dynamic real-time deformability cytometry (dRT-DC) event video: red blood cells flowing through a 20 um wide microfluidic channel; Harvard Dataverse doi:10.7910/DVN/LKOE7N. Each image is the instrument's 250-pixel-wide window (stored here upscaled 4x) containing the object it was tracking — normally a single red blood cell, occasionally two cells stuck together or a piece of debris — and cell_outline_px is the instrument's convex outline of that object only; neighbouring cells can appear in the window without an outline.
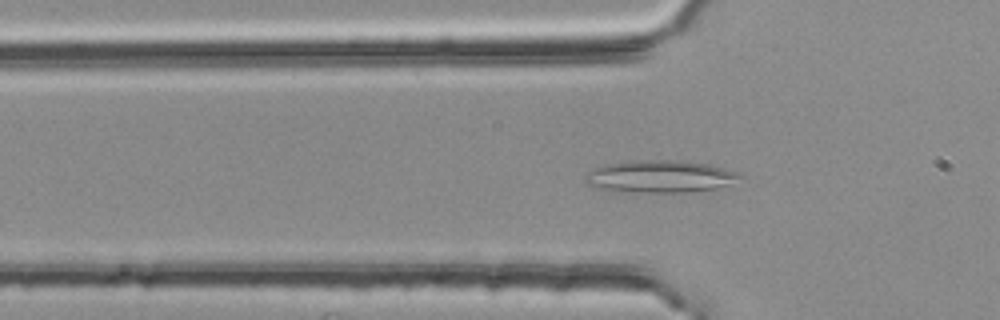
{"species": "common noctule bat (a hibernating species)", "species_latin": "Nyctalus noctula", "temperature_condition": "room temperature", "stored_images_in_passage": 48, "camera_frame_rate_fps": 3000, "um_per_image_px": 0.085, "animal": {"sex": "female", "body_mass_g": 25.1}, "frame": {"image": 1, "passage_image": 12, "time_ms": 3.667, "image_size_px": [1000, 320], "cell_outline_px": [[744, 176], [716, 188], [692, 192], [608, 192], [584, 184], [584, 176], [592, 168], [604, 164], [636, 160], [672, 160], [712, 164], [736, 172]], "centroid_in_image_um": [55.97, 15.01], "position_along_channel_um": 69.8, "area_um2": 29.48}}
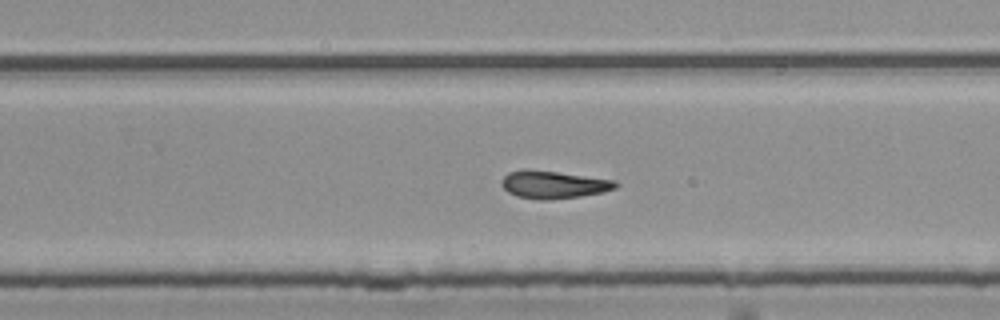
{"frame": {"image": 2, "passage_image": 29, "time_ms": 9.333, "image_size_px": [1000, 320], "cell_outline_px": [[620, 184], [616, 188], [604, 192], [580, 196], [548, 200], [540, 200], [516, 196], [508, 192], [500, 184], [500, 180], [508, 172], [528, 168], [616, 180]], "centroid_in_image_um": [47.04, 15.68], "position_along_channel_um": 282.8, "area_um2": 18.61}}
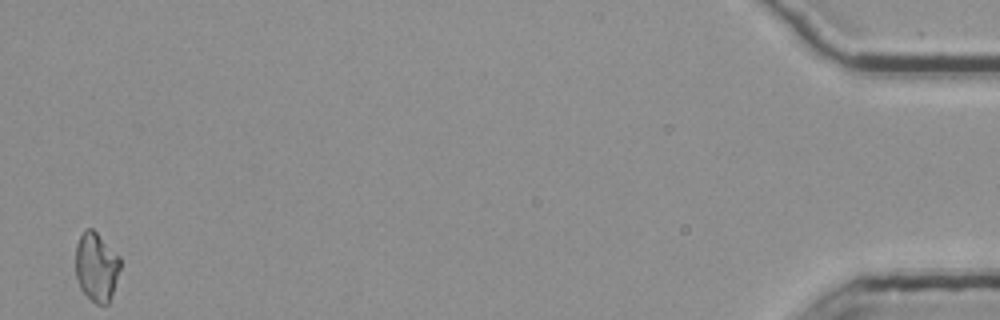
{"frame": {"image": 3, "passage_image": 48, "time_ms": 15.667, "image_size_px": [1000, 320], "cell_outline_px": [[120, 268], [108, 304], [96, 304], [80, 288], [76, 280], [76, 244], [84, 228], [92, 228], [120, 256]], "centroid_in_image_um": [8.18, 22.65], "position_along_channel_um": 427.0, "area_um2": 17.8}, "authors_computed_cell_mechanics": {"area_um2": 18.4093, "velocity_mm_per_s": 3.7534, "shape_relaxation_time_tau1_ms": null, "shape_relaxation_time_tau2_ms": 6.1865, "deformation_change_tau1": null, "deformation_change_tau2": 0.157}}